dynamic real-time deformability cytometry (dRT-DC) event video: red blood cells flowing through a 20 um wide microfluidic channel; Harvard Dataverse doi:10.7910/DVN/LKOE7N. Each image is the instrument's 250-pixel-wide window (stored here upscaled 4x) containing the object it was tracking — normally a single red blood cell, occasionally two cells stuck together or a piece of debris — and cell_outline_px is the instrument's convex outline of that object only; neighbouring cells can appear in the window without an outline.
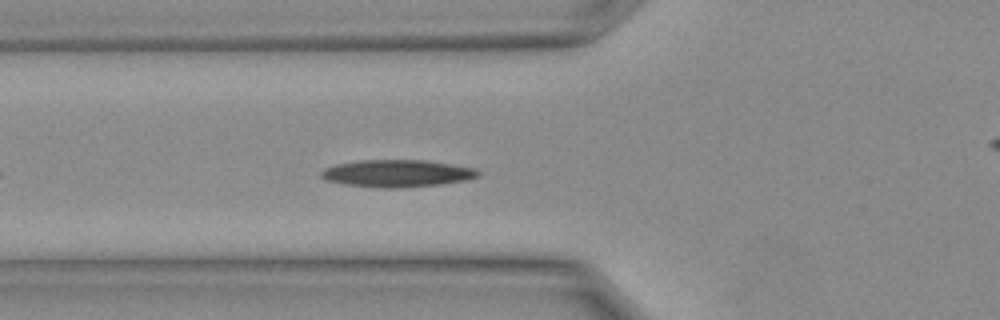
{"species": "Egyptian fruit bat (a non-hibernating species)", "species_latin": "Rousettus aegyptiacus", "temperature_condition": "warm", "stored_images_in_passage": 4, "camera_frame_rate_fps": 3000, "um_per_image_px": 0.085, "animal": {"sex": "female"}, "frame": {"image": 1, "passage_image": 2, "time_ms": 0.333, "image_size_px": [1000, 320], "cell_outline_px": [[484, 172], [480, 176], [468, 180], [440, 184], [400, 188], [376, 188], [344, 184], [324, 180], [320, 176], [320, 172], [324, 168], [336, 164], [360, 160], [424, 160], [476, 168]], "centroid_in_image_um": [33.77, 14.74], "position_along_channel_um": 92.0, "area_um2": 25.26}}